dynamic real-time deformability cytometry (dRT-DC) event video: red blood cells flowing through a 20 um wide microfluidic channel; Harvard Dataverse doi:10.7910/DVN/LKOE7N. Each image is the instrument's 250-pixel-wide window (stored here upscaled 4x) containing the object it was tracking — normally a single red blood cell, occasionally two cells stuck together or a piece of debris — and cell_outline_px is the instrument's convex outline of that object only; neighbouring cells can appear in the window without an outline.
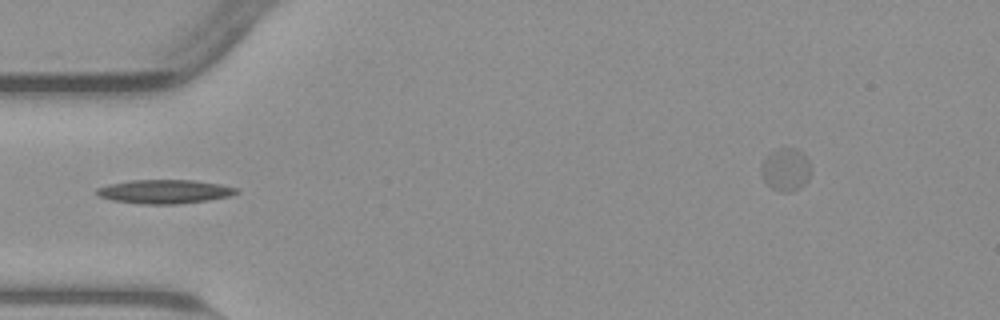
{"species": "common noctule bat (a hibernating species)", "species_latin": "Nyctalus noctula", "temperature_condition": "warm", "stored_images_in_passage": 13, "camera_frame_rate_fps": 3000, "um_per_image_px": 0.085, "animal": {"sex": "male", "body_mass_g": 23.1, "forearm_length_mm": 52.7}, "frame": {"image": 1, "passage_image": 1, "time_ms": 0.0, "image_size_px": [1000, 320], "cell_outline_px": [[240, 192], [232, 196], [208, 200], [176, 204], [140, 204], [112, 200], [100, 196], [96, 192], [96, 188], [108, 184], [128, 180], [196, 180], [220, 184], [236, 188]], "centroid_in_image_um": [14.0, 16.28], "position_along_channel_um": 71.0, "area_um2": 19.54}}
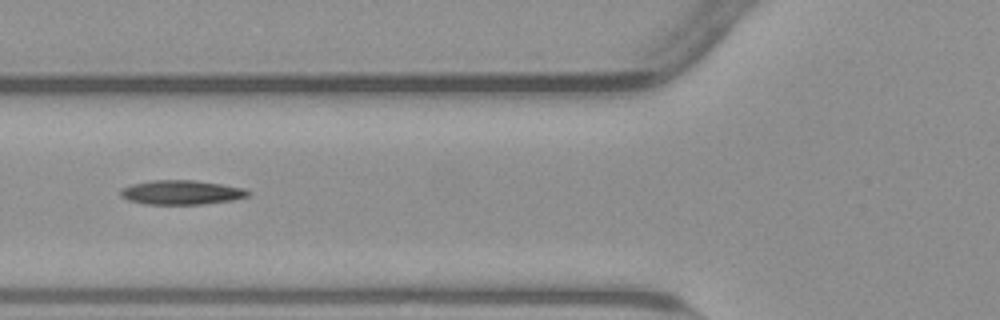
{"frame": {"image": 2, "passage_image": 4, "time_ms": 1.0, "image_size_px": [1000, 320], "cell_outline_px": [[252, 192], [248, 196], [232, 200], [204, 204], [144, 204], [128, 200], [120, 196], [120, 188], [132, 184], [152, 180], [196, 180], [244, 188]], "centroid_in_image_um": [15.4, 16.35], "position_along_channel_um": 110.4, "area_um2": 18.15}}